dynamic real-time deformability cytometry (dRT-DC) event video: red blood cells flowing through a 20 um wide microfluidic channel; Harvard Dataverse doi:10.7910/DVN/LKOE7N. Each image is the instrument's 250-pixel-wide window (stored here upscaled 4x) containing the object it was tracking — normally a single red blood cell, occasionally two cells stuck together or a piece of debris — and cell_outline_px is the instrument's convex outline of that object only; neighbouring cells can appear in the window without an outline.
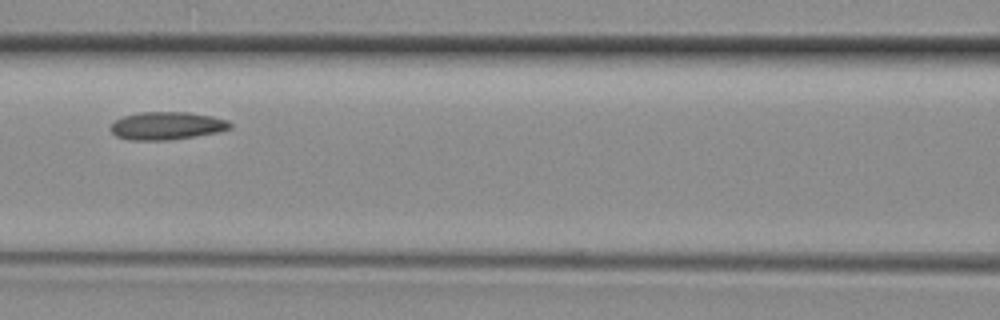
{"species": "common noctule bat (a hibernating species)", "species_latin": "Nyctalus noctula", "temperature_condition": "room temperature", "stored_images_in_passage": 5, "camera_frame_rate_fps": 3000, "um_per_image_px": 0.085, "animal": {"sex": "female", "body_mass_g": 29.2, "forearm_length_mm": 56.3}, "frame": {"image": 1, "passage_image": 5, "time_ms": 1.333, "image_size_px": [1000, 320], "cell_outline_px": [[232, 128], [216, 132], [196, 136], [168, 140], [128, 140], [116, 136], [108, 128], [116, 120], [124, 116], [140, 112], [188, 112], [212, 116], [228, 120], [232, 124]], "centroid_in_image_um": [14.17, 10.69], "position_along_channel_um": 152.4, "area_um2": 19.42}}